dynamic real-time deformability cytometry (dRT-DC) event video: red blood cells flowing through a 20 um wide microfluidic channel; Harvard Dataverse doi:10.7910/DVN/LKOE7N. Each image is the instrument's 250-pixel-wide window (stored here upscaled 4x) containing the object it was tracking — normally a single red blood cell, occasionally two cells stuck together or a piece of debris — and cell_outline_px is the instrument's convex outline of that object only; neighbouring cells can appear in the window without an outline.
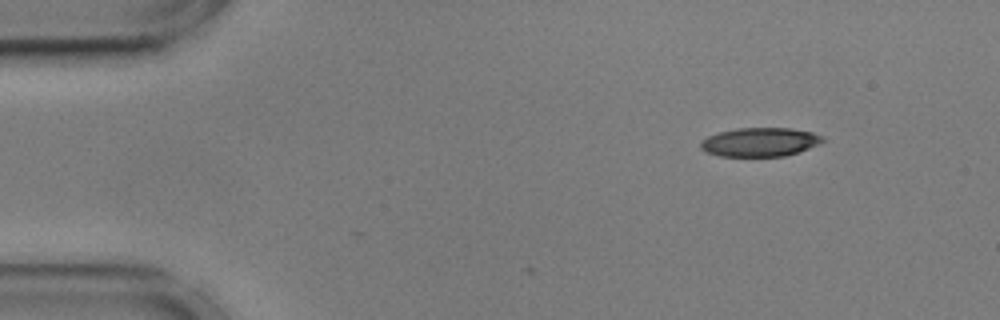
{"species": "common noctule bat (a hibernating species)", "species_latin": "Nyctalus noctula", "temperature_condition": "cold", "stored_images_in_passage": 3, "camera_frame_rate_fps": 3000, "um_per_image_px": 0.085, "animal": {"sex": "male", "body_mass_g": 17.9, "forearm_length_mm": 54.2}, "frame": {"image": 1, "passage_image": 3, "time_ms": 0.667, "image_size_px": [1000, 320], "cell_outline_px": [[824, 140], [820, 144], [784, 156], [720, 156], [708, 152], [700, 148], [700, 140], [716, 132], [736, 128], [792, 128], [812, 132], [824, 136]], "centroid_in_image_um": [64.58, 12.06], "position_along_channel_um": 20.4, "area_um2": 20.58}}